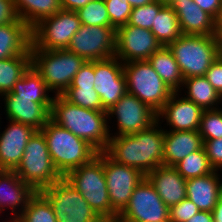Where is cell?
<instances>
[{
    "label": "cell",
    "instance_id": "1",
    "mask_svg": "<svg viewBox=\"0 0 222 222\" xmlns=\"http://www.w3.org/2000/svg\"><path fill=\"white\" fill-rule=\"evenodd\" d=\"M163 120L132 135L111 136L105 153L115 162L141 171L144 175L163 165L165 130Z\"/></svg>",
    "mask_w": 222,
    "mask_h": 222
},
{
    "label": "cell",
    "instance_id": "2",
    "mask_svg": "<svg viewBox=\"0 0 222 222\" xmlns=\"http://www.w3.org/2000/svg\"><path fill=\"white\" fill-rule=\"evenodd\" d=\"M51 120L88 142L98 152H105L113 134L110 133L107 111L80 107L62 95H53Z\"/></svg>",
    "mask_w": 222,
    "mask_h": 222
},
{
    "label": "cell",
    "instance_id": "3",
    "mask_svg": "<svg viewBox=\"0 0 222 222\" xmlns=\"http://www.w3.org/2000/svg\"><path fill=\"white\" fill-rule=\"evenodd\" d=\"M46 140L52 162L62 177L90 162L98 151L71 131L50 120L40 130Z\"/></svg>",
    "mask_w": 222,
    "mask_h": 222
},
{
    "label": "cell",
    "instance_id": "4",
    "mask_svg": "<svg viewBox=\"0 0 222 222\" xmlns=\"http://www.w3.org/2000/svg\"><path fill=\"white\" fill-rule=\"evenodd\" d=\"M85 198L91 208L105 221H117L107 190L103 152H98L90 162L70 171L64 177Z\"/></svg>",
    "mask_w": 222,
    "mask_h": 222
},
{
    "label": "cell",
    "instance_id": "5",
    "mask_svg": "<svg viewBox=\"0 0 222 222\" xmlns=\"http://www.w3.org/2000/svg\"><path fill=\"white\" fill-rule=\"evenodd\" d=\"M30 52L31 65L55 95H62L86 62L83 57L67 49L30 50Z\"/></svg>",
    "mask_w": 222,
    "mask_h": 222
},
{
    "label": "cell",
    "instance_id": "6",
    "mask_svg": "<svg viewBox=\"0 0 222 222\" xmlns=\"http://www.w3.org/2000/svg\"><path fill=\"white\" fill-rule=\"evenodd\" d=\"M168 47L184 79L205 76L211 64L220 56L214 36L182 35Z\"/></svg>",
    "mask_w": 222,
    "mask_h": 222
},
{
    "label": "cell",
    "instance_id": "7",
    "mask_svg": "<svg viewBox=\"0 0 222 222\" xmlns=\"http://www.w3.org/2000/svg\"><path fill=\"white\" fill-rule=\"evenodd\" d=\"M15 172L37 192L62 178L52 162L45 137L40 130H36L30 137Z\"/></svg>",
    "mask_w": 222,
    "mask_h": 222
},
{
    "label": "cell",
    "instance_id": "8",
    "mask_svg": "<svg viewBox=\"0 0 222 222\" xmlns=\"http://www.w3.org/2000/svg\"><path fill=\"white\" fill-rule=\"evenodd\" d=\"M127 92L158 113L174 91L160 78L147 60L123 63Z\"/></svg>",
    "mask_w": 222,
    "mask_h": 222
},
{
    "label": "cell",
    "instance_id": "9",
    "mask_svg": "<svg viewBox=\"0 0 222 222\" xmlns=\"http://www.w3.org/2000/svg\"><path fill=\"white\" fill-rule=\"evenodd\" d=\"M39 192L51 204L57 222H105L64 177Z\"/></svg>",
    "mask_w": 222,
    "mask_h": 222
},
{
    "label": "cell",
    "instance_id": "10",
    "mask_svg": "<svg viewBox=\"0 0 222 222\" xmlns=\"http://www.w3.org/2000/svg\"><path fill=\"white\" fill-rule=\"evenodd\" d=\"M81 25L76 11L61 9L31 28L30 50L67 49Z\"/></svg>",
    "mask_w": 222,
    "mask_h": 222
},
{
    "label": "cell",
    "instance_id": "11",
    "mask_svg": "<svg viewBox=\"0 0 222 222\" xmlns=\"http://www.w3.org/2000/svg\"><path fill=\"white\" fill-rule=\"evenodd\" d=\"M117 30L112 26L81 25L67 50L86 61L106 60L115 56Z\"/></svg>",
    "mask_w": 222,
    "mask_h": 222
},
{
    "label": "cell",
    "instance_id": "12",
    "mask_svg": "<svg viewBox=\"0 0 222 222\" xmlns=\"http://www.w3.org/2000/svg\"><path fill=\"white\" fill-rule=\"evenodd\" d=\"M169 219V207L162 201L149 180L144 179L132 192L117 222H160Z\"/></svg>",
    "mask_w": 222,
    "mask_h": 222
},
{
    "label": "cell",
    "instance_id": "13",
    "mask_svg": "<svg viewBox=\"0 0 222 222\" xmlns=\"http://www.w3.org/2000/svg\"><path fill=\"white\" fill-rule=\"evenodd\" d=\"M108 120L116 117L117 132L110 136L132 135L157 122V113L135 95L126 92L107 110Z\"/></svg>",
    "mask_w": 222,
    "mask_h": 222
},
{
    "label": "cell",
    "instance_id": "14",
    "mask_svg": "<svg viewBox=\"0 0 222 222\" xmlns=\"http://www.w3.org/2000/svg\"><path fill=\"white\" fill-rule=\"evenodd\" d=\"M103 165L111 206L119 215L145 175L136 168L115 162L105 152H103Z\"/></svg>",
    "mask_w": 222,
    "mask_h": 222
},
{
    "label": "cell",
    "instance_id": "15",
    "mask_svg": "<svg viewBox=\"0 0 222 222\" xmlns=\"http://www.w3.org/2000/svg\"><path fill=\"white\" fill-rule=\"evenodd\" d=\"M161 47L149 29L129 24L117 29L115 57L122 63L148 60Z\"/></svg>",
    "mask_w": 222,
    "mask_h": 222
},
{
    "label": "cell",
    "instance_id": "16",
    "mask_svg": "<svg viewBox=\"0 0 222 222\" xmlns=\"http://www.w3.org/2000/svg\"><path fill=\"white\" fill-rule=\"evenodd\" d=\"M94 89L107 111L127 92L123 63L115 56L94 61Z\"/></svg>",
    "mask_w": 222,
    "mask_h": 222
},
{
    "label": "cell",
    "instance_id": "17",
    "mask_svg": "<svg viewBox=\"0 0 222 222\" xmlns=\"http://www.w3.org/2000/svg\"><path fill=\"white\" fill-rule=\"evenodd\" d=\"M1 97L6 120L26 124L36 130H41L51 120L52 103H37L33 99L19 98L11 92Z\"/></svg>",
    "mask_w": 222,
    "mask_h": 222
},
{
    "label": "cell",
    "instance_id": "18",
    "mask_svg": "<svg viewBox=\"0 0 222 222\" xmlns=\"http://www.w3.org/2000/svg\"><path fill=\"white\" fill-rule=\"evenodd\" d=\"M179 92H174L162 109L157 113V120H166L169 130L173 131H198L203 109L186 98L179 97ZM172 128V129H171Z\"/></svg>",
    "mask_w": 222,
    "mask_h": 222
},
{
    "label": "cell",
    "instance_id": "19",
    "mask_svg": "<svg viewBox=\"0 0 222 222\" xmlns=\"http://www.w3.org/2000/svg\"><path fill=\"white\" fill-rule=\"evenodd\" d=\"M36 192L31 185L23 182L15 171L0 170V213L10 208L12 215L9 220L5 218L6 221L2 222H14Z\"/></svg>",
    "mask_w": 222,
    "mask_h": 222
},
{
    "label": "cell",
    "instance_id": "20",
    "mask_svg": "<svg viewBox=\"0 0 222 222\" xmlns=\"http://www.w3.org/2000/svg\"><path fill=\"white\" fill-rule=\"evenodd\" d=\"M8 121V127H5L2 133L0 132V170L15 171L36 129L26 124Z\"/></svg>",
    "mask_w": 222,
    "mask_h": 222
},
{
    "label": "cell",
    "instance_id": "21",
    "mask_svg": "<svg viewBox=\"0 0 222 222\" xmlns=\"http://www.w3.org/2000/svg\"><path fill=\"white\" fill-rule=\"evenodd\" d=\"M168 5L177 15L183 35H214L215 19L193 0H171Z\"/></svg>",
    "mask_w": 222,
    "mask_h": 222
},
{
    "label": "cell",
    "instance_id": "22",
    "mask_svg": "<svg viewBox=\"0 0 222 222\" xmlns=\"http://www.w3.org/2000/svg\"><path fill=\"white\" fill-rule=\"evenodd\" d=\"M145 177L169 208L187 198L186 179L173 166H159Z\"/></svg>",
    "mask_w": 222,
    "mask_h": 222
},
{
    "label": "cell",
    "instance_id": "23",
    "mask_svg": "<svg viewBox=\"0 0 222 222\" xmlns=\"http://www.w3.org/2000/svg\"><path fill=\"white\" fill-rule=\"evenodd\" d=\"M218 170L186 180V195L200 211L212 212L222 196V182Z\"/></svg>",
    "mask_w": 222,
    "mask_h": 222
},
{
    "label": "cell",
    "instance_id": "24",
    "mask_svg": "<svg viewBox=\"0 0 222 222\" xmlns=\"http://www.w3.org/2000/svg\"><path fill=\"white\" fill-rule=\"evenodd\" d=\"M165 130L163 165L174 166L190 153L203 147L199 131Z\"/></svg>",
    "mask_w": 222,
    "mask_h": 222
},
{
    "label": "cell",
    "instance_id": "25",
    "mask_svg": "<svg viewBox=\"0 0 222 222\" xmlns=\"http://www.w3.org/2000/svg\"><path fill=\"white\" fill-rule=\"evenodd\" d=\"M31 29L19 18L0 26V60L31 54Z\"/></svg>",
    "mask_w": 222,
    "mask_h": 222
},
{
    "label": "cell",
    "instance_id": "26",
    "mask_svg": "<svg viewBox=\"0 0 222 222\" xmlns=\"http://www.w3.org/2000/svg\"><path fill=\"white\" fill-rule=\"evenodd\" d=\"M147 61L169 88L174 92L181 93L182 90L180 88L182 87L184 78L168 46H162Z\"/></svg>",
    "mask_w": 222,
    "mask_h": 222
},
{
    "label": "cell",
    "instance_id": "27",
    "mask_svg": "<svg viewBox=\"0 0 222 222\" xmlns=\"http://www.w3.org/2000/svg\"><path fill=\"white\" fill-rule=\"evenodd\" d=\"M185 86L187 90L186 97L200 106L203 110L218 109V104L222 101V96L214 89L205 76H194L185 78L182 84V88Z\"/></svg>",
    "mask_w": 222,
    "mask_h": 222
},
{
    "label": "cell",
    "instance_id": "28",
    "mask_svg": "<svg viewBox=\"0 0 222 222\" xmlns=\"http://www.w3.org/2000/svg\"><path fill=\"white\" fill-rule=\"evenodd\" d=\"M50 92L45 81L32 65L18 79L11 91L19 98L33 99L37 103H52L53 97L48 95Z\"/></svg>",
    "mask_w": 222,
    "mask_h": 222
},
{
    "label": "cell",
    "instance_id": "29",
    "mask_svg": "<svg viewBox=\"0 0 222 222\" xmlns=\"http://www.w3.org/2000/svg\"><path fill=\"white\" fill-rule=\"evenodd\" d=\"M17 16L30 29L61 10L60 0H14Z\"/></svg>",
    "mask_w": 222,
    "mask_h": 222
},
{
    "label": "cell",
    "instance_id": "30",
    "mask_svg": "<svg viewBox=\"0 0 222 222\" xmlns=\"http://www.w3.org/2000/svg\"><path fill=\"white\" fill-rule=\"evenodd\" d=\"M151 32L162 46H168L183 34L174 10L165 4L156 15Z\"/></svg>",
    "mask_w": 222,
    "mask_h": 222
},
{
    "label": "cell",
    "instance_id": "31",
    "mask_svg": "<svg viewBox=\"0 0 222 222\" xmlns=\"http://www.w3.org/2000/svg\"><path fill=\"white\" fill-rule=\"evenodd\" d=\"M31 66V54L0 60V97L11 92L15 83Z\"/></svg>",
    "mask_w": 222,
    "mask_h": 222
},
{
    "label": "cell",
    "instance_id": "32",
    "mask_svg": "<svg viewBox=\"0 0 222 222\" xmlns=\"http://www.w3.org/2000/svg\"><path fill=\"white\" fill-rule=\"evenodd\" d=\"M173 167L186 180L201 177L215 171L210 165L203 147L185 156Z\"/></svg>",
    "mask_w": 222,
    "mask_h": 222
},
{
    "label": "cell",
    "instance_id": "33",
    "mask_svg": "<svg viewBox=\"0 0 222 222\" xmlns=\"http://www.w3.org/2000/svg\"><path fill=\"white\" fill-rule=\"evenodd\" d=\"M14 222H57V219L49 201L36 192Z\"/></svg>",
    "mask_w": 222,
    "mask_h": 222
},
{
    "label": "cell",
    "instance_id": "34",
    "mask_svg": "<svg viewBox=\"0 0 222 222\" xmlns=\"http://www.w3.org/2000/svg\"><path fill=\"white\" fill-rule=\"evenodd\" d=\"M62 96L72 104L95 111H106L94 87H68Z\"/></svg>",
    "mask_w": 222,
    "mask_h": 222
},
{
    "label": "cell",
    "instance_id": "35",
    "mask_svg": "<svg viewBox=\"0 0 222 222\" xmlns=\"http://www.w3.org/2000/svg\"><path fill=\"white\" fill-rule=\"evenodd\" d=\"M83 25L111 26L104 0H94L76 11Z\"/></svg>",
    "mask_w": 222,
    "mask_h": 222
},
{
    "label": "cell",
    "instance_id": "36",
    "mask_svg": "<svg viewBox=\"0 0 222 222\" xmlns=\"http://www.w3.org/2000/svg\"><path fill=\"white\" fill-rule=\"evenodd\" d=\"M198 131L202 140L222 138L221 107L203 111Z\"/></svg>",
    "mask_w": 222,
    "mask_h": 222
},
{
    "label": "cell",
    "instance_id": "37",
    "mask_svg": "<svg viewBox=\"0 0 222 222\" xmlns=\"http://www.w3.org/2000/svg\"><path fill=\"white\" fill-rule=\"evenodd\" d=\"M164 5L165 3L155 0L148 5L133 8L128 24L151 30L156 15Z\"/></svg>",
    "mask_w": 222,
    "mask_h": 222
},
{
    "label": "cell",
    "instance_id": "38",
    "mask_svg": "<svg viewBox=\"0 0 222 222\" xmlns=\"http://www.w3.org/2000/svg\"><path fill=\"white\" fill-rule=\"evenodd\" d=\"M108 15L110 18V24L116 30L126 24H128L132 6L126 0H104Z\"/></svg>",
    "mask_w": 222,
    "mask_h": 222
},
{
    "label": "cell",
    "instance_id": "39",
    "mask_svg": "<svg viewBox=\"0 0 222 222\" xmlns=\"http://www.w3.org/2000/svg\"><path fill=\"white\" fill-rule=\"evenodd\" d=\"M200 209L188 198L181 200L169 208V220L171 222H186Z\"/></svg>",
    "mask_w": 222,
    "mask_h": 222
},
{
    "label": "cell",
    "instance_id": "40",
    "mask_svg": "<svg viewBox=\"0 0 222 222\" xmlns=\"http://www.w3.org/2000/svg\"><path fill=\"white\" fill-rule=\"evenodd\" d=\"M202 141L210 165L214 170L222 171V138Z\"/></svg>",
    "mask_w": 222,
    "mask_h": 222
},
{
    "label": "cell",
    "instance_id": "41",
    "mask_svg": "<svg viewBox=\"0 0 222 222\" xmlns=\"http://www.w3.org/2000/svg\"><path fill=\"white\" fill-rule=\"evenodd\" d=\"M94 61H86L76 73L69 87H95Z\"/></svg>",
    "mask_w": 222,
    "mask_h": 222
},
{
    "label": "cell",
    "instance_id": "42",
    "mask_svg": "<svg viewBox=\"0 0 222 222\" xmlns=\"http://www.w3.org/2000/svg\"><path fill=\"white\" fill-rule=\"evenodd\" d=\"M206 79L222 96V56L220 55L209 67L205 74Z\"/></svg>",
    "mask_w": 222,
    "mask_h": 222
},
{
    "label": "cell",
    "instance_id": "43",
    "mask_svg": "<svg viewBox=\"0 0 222 222\" xmlns=\"http://www.w3.org/2000/svg\"><path fill=\"white\" fill-rule=\"evenodd\" d=\"M18 18L14 0H0V26L13 23Z\"/></svg>",
    "mask_w": 222,
    "mask_h": 222
},
{
    "label": "cell",
    "instance_id": "44",
    "mask_svg": "<svg viewBox=\"0 0 222 222\" xmlns=\"http://www.w3.org/2000/svg\"><path fill=\"white\" fill-rule=\"evenodd\" d=\"M203 11L211 15L215 20L220 16L222 0H193Z\"/></svg>",
    "mask_w": 222,
    "mask_h": 222
},
{
    "label": "cell",
    "instance_id": "45",
    "mask_svg": "<svg viewBox=\"0 0 222 222\" xmlns=\"http://www.w3.org/2000/svg\"><path fill=\"white\" fill-rule=\"evenodd\" d=\"M94 0H60L61 8L68 11H77Z\"/></svg>",
    "mask_w": 222,
    "mask_h": 222
},
{
    "label": "cell",
    "instance_id": "46",
    "mask_svg": "<svg viewBox=\"0 0 222 222\" xmlns=\"http://www.w3.org/2000/svg\"><path fill=\"white\" fill-rule=\"evenodd\" d=\"M186 222H214L212 212L199 211Z\"/></svg>",
    "mask_w": 222,
    "mask_h": 222
},
{
    "label": "cell",
    "instance_id": "47",
    "mask_svg": "<svg viewBox=\"0 0 222 222\" xmlns=\"http://www.w3.org/2000/svg\"><path fill=\"white\" fill-rule=\"evenodd\" d=\"M214 39L219 48H222V17L215 20Z\"/></svg>",
    "mask_w": 222,
    "mask_h": 222
},
{
    "label": "cell",
    "instance_id": "48",
    "mask_svg": "<svg viewBox=\"0 0 222 222\" xmlns=\"http://www.w3.org/2000/svg\"><path fill=\"white\" fill-rule=\"evenodd\" d=\"M212 214L214 222H222V196L217 205L214 207Z\"/></svg>",
    "mask_w": 222,
    "mask_h": 222
},
{
    "label": "cell",
    "instance_id": "49",
    "mask_svg": "<svg viewBox=\"0 0 222 222\" xmlns=\"http://www.w3.org/2000/svg\"><path fill=\"white\" fill-rule=\"evenodd\" d=\"M132 6V8L148 5L155 0H126Z\"/></svg>",
    "mask_w": 222,
    "mask_h": 222
},
{
    "label": "cell",
    "instance_id": "50",
    "mask_svg": "<svg viewBox=\"0 0 222 222\" xmlns=\"http://www.w3.org/2000/svg\"><path fill=\"white\" fill-rule=\"evenodd\" d=\"M157 1L163 2V3H165V4H169V3L171 2V0H157Z\"/></svg>",
    "mask_w": 222,
    "mask_h": 222
},
{
    "label": "cell",
    "instance_id": "51",
    "mask_svg": "<svg viewBox=\"0 0 222 222\" xmlns=\"http://www.w3.org/2000/svg\"><path fill=\"white\" fill-rule=\"evenodd\" d=\"M160 222H171L169 219L165 220V221H160Z\"/></svg>",
    "mask_w": 222,
    "mask_h": 222
}]
</instances>
